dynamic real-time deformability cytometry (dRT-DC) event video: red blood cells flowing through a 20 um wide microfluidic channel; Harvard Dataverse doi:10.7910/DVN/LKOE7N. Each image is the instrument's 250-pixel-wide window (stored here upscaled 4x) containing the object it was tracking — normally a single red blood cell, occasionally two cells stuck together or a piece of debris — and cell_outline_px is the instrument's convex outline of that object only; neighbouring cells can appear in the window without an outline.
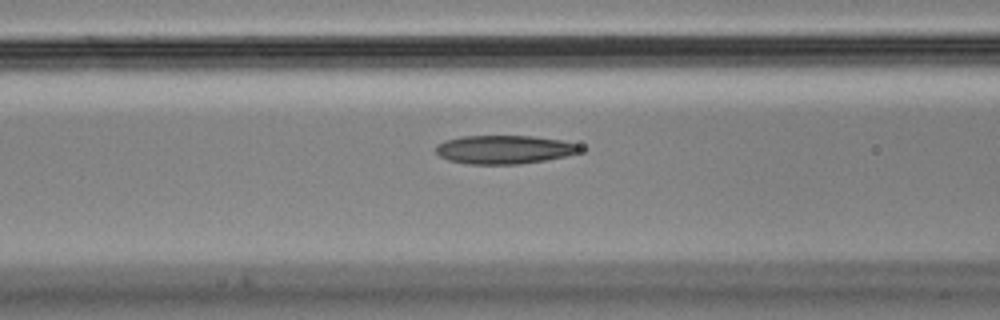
{"species": "Egyptian fruit bat (a non-hibernating species)", "species_latin": "Rousettus aegyptiacus", "temperature_condition": "cold", "stored_images_in_passage": 29, "camera_frame_rate_fps": 3000, "um_per_image_px": 0.085, "animal": {"sex": "male"}, "frame": {"image": 1, "passage_image": 10, "time_ms": 3.0, "image_size_px": [1000, 320], "cell_outline_px": [[588, 148], [584, 152], [544, 160], [520, 164], [468, 164], [448, 160], [440, 156], [436, 152], [436, 144], [444, 140], [460, 136], [532, 136], [560, 140], [576, 144]], "centroid_in_image_um": [42.88, 12.71], "position_along_channel_um": 123.7, "area_um2": 24.22}}
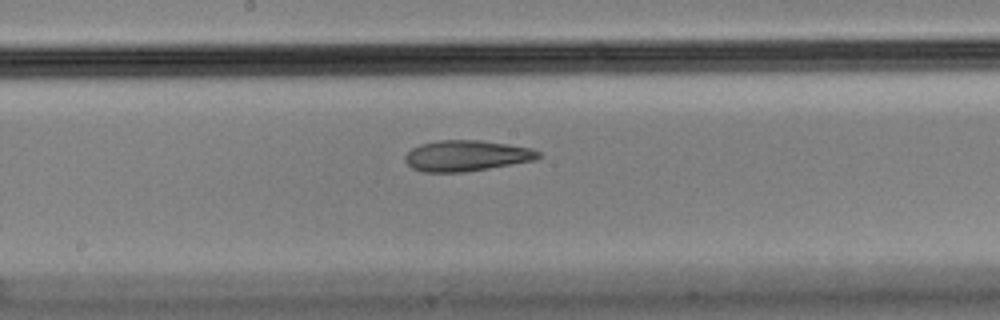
{"frame": {"image": 2, "passage_image": 17, "time_ms": 5.333, "image_size_px": [1000, 320], "cell_outline_px": [[544, 156], [532, 160], [488, 168], [464, 172], [424, 172], [412, 168], [404, 160], [404, 156], [412, 148], [420, 144], [440, 140], [480, 140], [508, 144], [532, 148], [540, 152]], "centroid_in_image_um": [39.64, 13.23], "position_along_channel_um": 208.6, "area_um2": 23.87}}
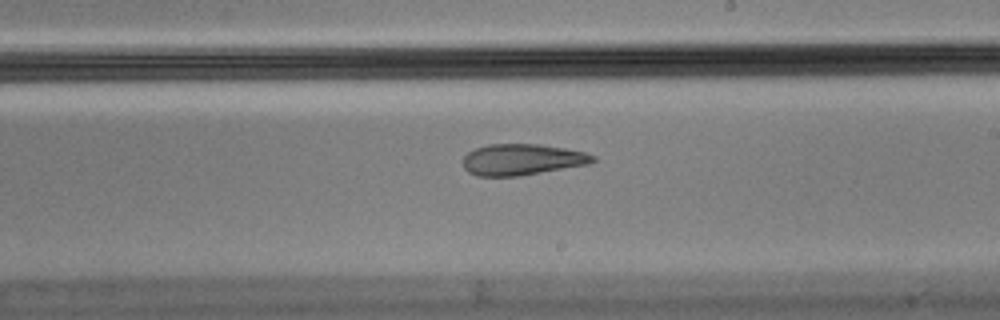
{"frame": {"image": 3, "passage_image": 20, "time_ms": 6.333, "image_size_px": [1000, 320], "cell_outline_px": [[596, 160], [588, 164], [520, 176], [476, 176], [468, 172], [464, 168], [464, 156], [468, 152], [476, 148], [488, 144], [540, 144], [564, 148], [584, 152], [596, 156]], "centroid_in_image_um": [44.37, 13.56], "position_along_channel_um": 244.6, "area_um2": 23.58}}